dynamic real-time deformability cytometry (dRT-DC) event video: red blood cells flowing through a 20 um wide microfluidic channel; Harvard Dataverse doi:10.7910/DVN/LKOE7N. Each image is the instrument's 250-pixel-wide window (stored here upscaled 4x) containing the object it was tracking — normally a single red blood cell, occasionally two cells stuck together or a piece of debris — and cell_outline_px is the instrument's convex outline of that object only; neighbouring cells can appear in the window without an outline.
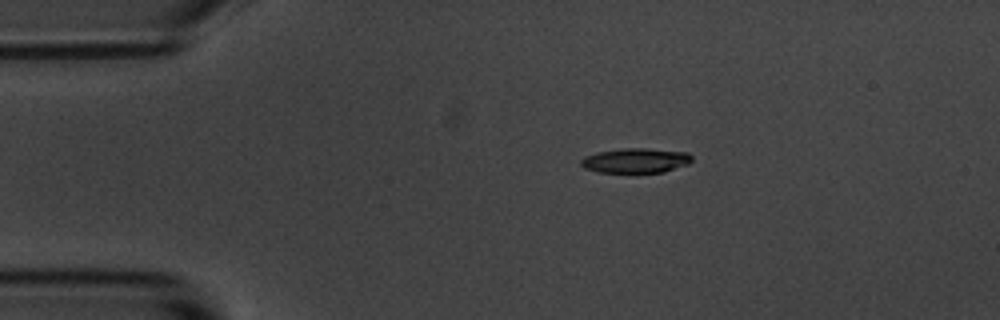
{"species": "common noctule bat (a hibernating species)", "species_latin": "Nyctalus noctula", "temperature_condition": "room temperature", "stored_images_in_passage": 7, "camera_frame_rate_fps": 3000, "um_per_image_px": 0.085, "animal": {"sex": "male", "body_mass_g": 20.1, "forearm_length_mm": 53.5}, "frame": {"image": 1, "passage_image": 2, "time_ms": 1.333, "image_size_px": [1000, 320], "cell_outline_px": [[692, 160], [688, 164], [664, 172], [596, 172], [584, 168], [580, 164], [580, 160], [584, 156], [596, 152], [624, 148], [644, 148], [688, 152], [692, 156]], "centroid_in_image_um": [54.01, 13.64], "position_along_channel_um": 31.0, "area_um2": 16.07}}
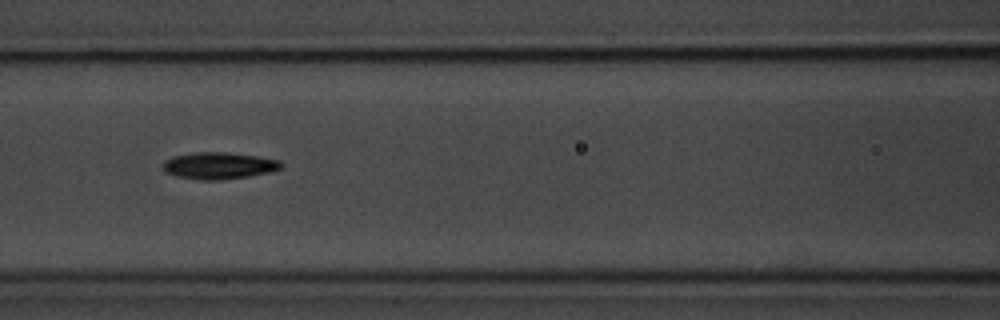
{"frame": {"image": 2, "passage_image": 6, "time_ms": 5.667, "image_size_px": [1000, 320], "cell_outline_px": [[284, 164], [280, 168], [268, 172], [248, 176], [220, 180], [200, 180], [176, 176], [168, 172], [164, 168], [164, 160], [172, 156], [196, 152], [224, 152], [256, 156], [280, 160]], "centroid_in_image_um": [18.6, 14.07], "position_along_channel_um": 148.0, "area_um2": 18.26}}
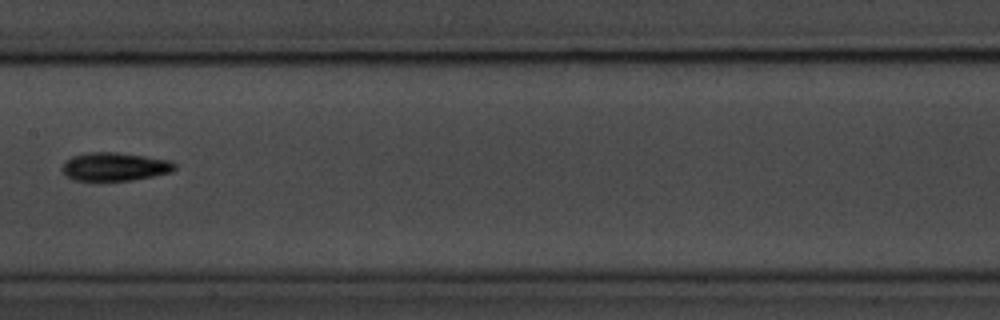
{"frame": {"image": 3, "passage_image": 7, "time_ms": 7.0, "image_size_px": [1000, 320], "cell_outline_px": [[176, 168], [172, 172], [132, 180], [72, 180], [60, 168], [72, 156], [84, 152], [116, 152], [172, 160], [176, 164]], "centroid_in_image_um": [9.78, 14.15], "position_along_channel_um": 197.6, "area_um2": 18.55}}